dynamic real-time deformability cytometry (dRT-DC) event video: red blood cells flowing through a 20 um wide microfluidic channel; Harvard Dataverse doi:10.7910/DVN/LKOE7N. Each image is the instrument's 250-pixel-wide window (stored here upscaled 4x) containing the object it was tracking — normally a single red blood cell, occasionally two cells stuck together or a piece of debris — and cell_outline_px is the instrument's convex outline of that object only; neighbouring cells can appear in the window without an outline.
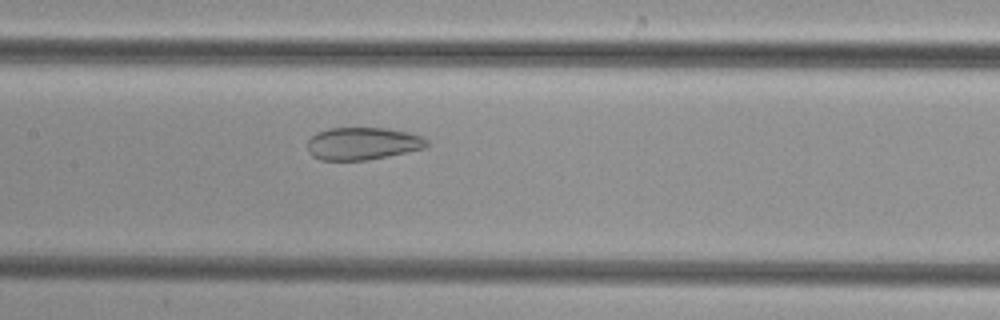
{"species": "common noctule bat (a hibernating species)", "species_latin": "Nyctalus noctula", "temperature_condition": "cold", "stored_images_in_passage": 52, "camera_frame_rate_fps": 3000, "um_per_image_px": 0.085, "animal": {"sex": "female", "body_mass_g": 29.2, "forearm_length_mm": 56.3}, "frame": {"image": 1, "passage_image": 25, "time_ms": 8.0, "image_size_px": [1000, 320], "cell_outline_px": [[428, 148], [388, 156], [364, 160], [320, 160], [312, 156], [308, 152], [308, 140], [316, 132], [328, 128], [388, 128], [408, 132], [424, 136], [428, 140]], "centroid_in_image_um": [30.86, 12.2], "position_along_channel_um": 176.5, "area_um2": 22.89}}
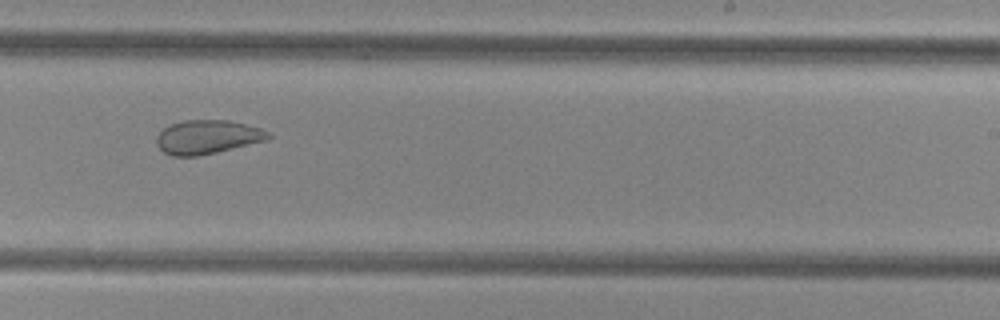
{"frame": {"image": 2, "passage_image": 32, "time_ms": 10.333, "image_size_px": [1000, 320], "cell_outline_px": [[272, 136], [268, 140], [216, 152], [196, 156], [172, 156], [164, 152], [156, 144], [156, 136], [168, 124], [184, 120], [228, 120], [260, 128], [272, 132]], "centroid_in_image_um": [17.64, 11.64], "position_along_channel_um": 271.4, "area_um2": 22.14}}
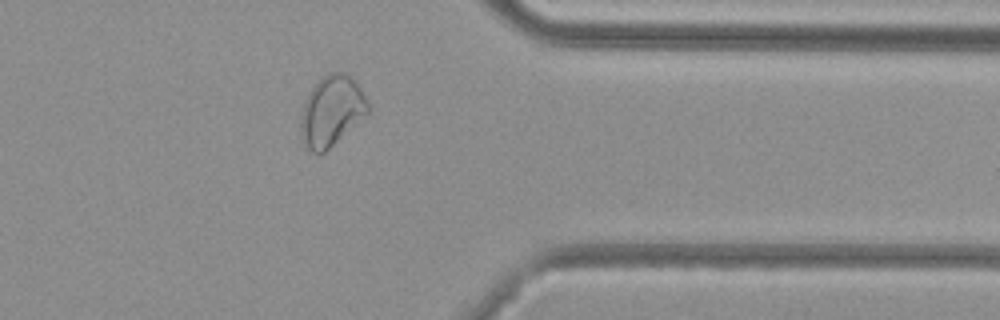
{"frame": {"image": 3, "passage_image": 41, "time_ms": 13.333, "image_size_px": [1000, 320], "cell_outline_px": [[372, 108], [368, 112], [324, 152], [312, 152], [304, 144], [300, 136], [300, 116], [304, 100], [308, 92], [328, 72], [344, 72], [360, 88]], "centroid_in_image_um": [28.15, 9.42], "position_along_channel_um": 383.3, "area_um2": 27.11}}